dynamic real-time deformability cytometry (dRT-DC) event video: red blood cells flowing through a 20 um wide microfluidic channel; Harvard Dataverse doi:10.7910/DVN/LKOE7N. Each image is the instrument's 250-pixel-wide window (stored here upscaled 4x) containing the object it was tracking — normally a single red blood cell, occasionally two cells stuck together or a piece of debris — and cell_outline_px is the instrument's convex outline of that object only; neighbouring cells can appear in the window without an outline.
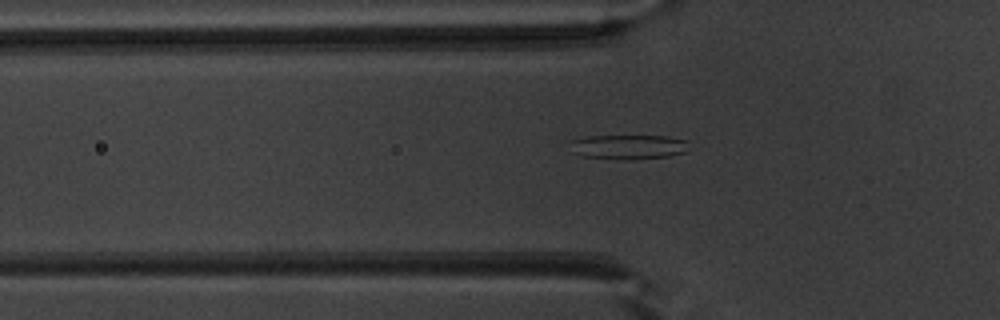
{"species": "common noctule bat (a hibernating species)", "species_latin": "Nyctalus noctula", "temperature_condition": "warm", "stored_images_in_passage": 37, "camera_frame_rate_fps": 3000, "um_per_image_px": 0.085, "animal": {"sex": "male", "body_mass_g": 20.1, "forearm_length_mm": 53.5}, "frame": {"image": 1, "passage_image": 4, "time_ms": 1.0, "image_size_px": [1000, 320], "cell_outline_px": [[688, 140], [684, 152], [668, 156], [632, 160], [616, 160], [584, 156], [572, 152], [572, 140], [588, 136], [668, 136]], "centroid_in_image_um": [53.41, 12.49], "position_along_channel_um": 72.4, "area_um2": 16.99}}
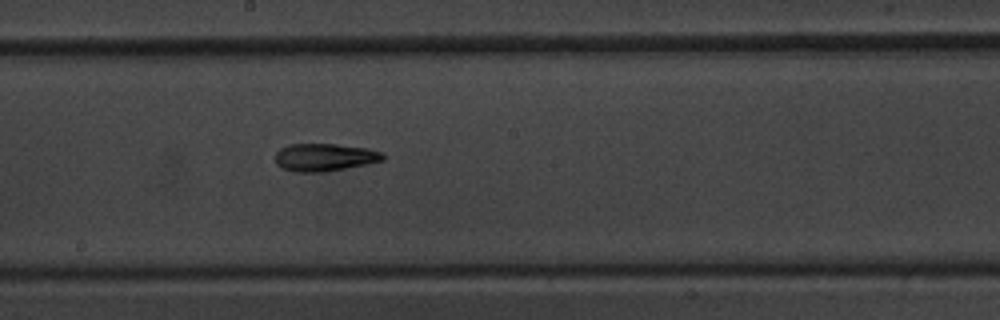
{"frame": {"image": 2, "passage_image": 15, "time_ms": 4.667, "image_size_px": [1000, 320], "cell_outline_px": [[384, 160], [324, 172], [296, 172], [284, 168], [276, 164], [276, 152], [280, 148], [288, 144], [336, 144], [368, 148], [384, 152]], "centroid_in_image_um": [27.59, 13.36], "position_along_channel_um": 220.6, "area_um2": 17.28}}
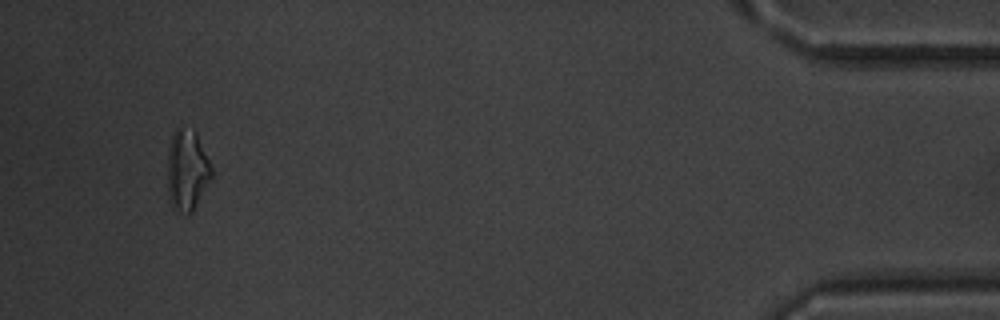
{"frame": {"image": 3, "passage_image": 35, "time_ms": 11.333, "image_size_px": [1000, 320], "cell_outline_px": [[212, 176], [192, 212], [188, 212], [172, 208], [168, 200], [168, 152], [172, 136], [176, 128], [180, 128], [196, 132], [212, 168]], "centroid_in_image_um": [15.89, 14.47], "position_along_channel_um": 419.3, "area_um2": 20.29}, "authors_computed_cell_mechanics": {"area_um2": 17.1088, "velocity_mm_per_s": 4.0153, "shape_relaxation_time_tau1_ms": null, "shape_relaxation_time_tau2_ms": 5.4856, "deformation_change_tau1": null, "deformation_change_tau2": 0.1532}}